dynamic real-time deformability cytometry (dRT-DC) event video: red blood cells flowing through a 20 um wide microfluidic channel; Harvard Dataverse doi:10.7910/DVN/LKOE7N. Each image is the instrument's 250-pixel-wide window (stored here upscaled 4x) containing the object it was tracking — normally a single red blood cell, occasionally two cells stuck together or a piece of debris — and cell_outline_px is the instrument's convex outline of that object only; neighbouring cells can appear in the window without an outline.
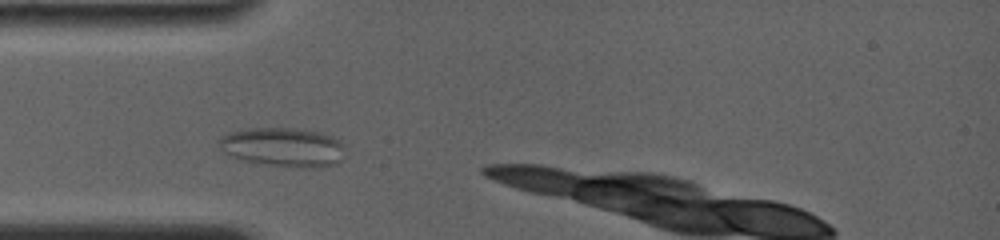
{"species": "common noctule bat (a hibernating species)", "species_latin": "Nyctalus noctula", "temperature_condition": "room temperature", "stored_images_in_passage": 7, "segment_of_instrument_passage": [1, 2], "camera_frame_rate_fps": 4000, "um_per_image_px": 0.085, "animal": {"sex": "female", "body_mass_g": 19.0, "forearm_length_mm": 56.7}, "frame": {"image": 1, "passage_image": 3, "time_ms": 0.75, "image_size_px": [1000, 240], "cell_outline_px": [[340, 160], [336, 164], [312, 168], [300, 168], [260, 164], [240, 160], [224, 152], [220, 148], [220, 136], [232, 132], [248, 128], [288, 128], [320, 132], [332, 136], [340, 140]], "centroid_in_image_um": [24.01, 12.52], "position_along_channel_um": 61.0, "area_um2": 28.5}}
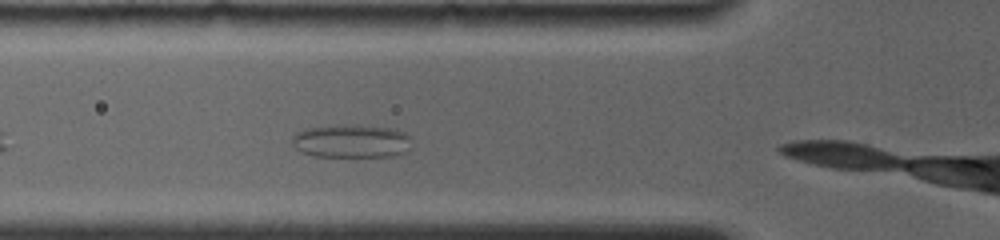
{"frame": {"image": 2, "passage_image": 6, "time_ms": 1.75, "image_size_px": [1000, 240], "cell_outline_px": [[408, 136], [400, 152], [392, 156], [316, 156], [300, 152], [292, 144], [292, 136], [296, 132], [304, 128], [356, 124], [396, 128], [404, 132]], "centroid_in_image_um": [29.73, 11.97], "position_along_channel_um": 96.1, "area_um2": 22.72}}